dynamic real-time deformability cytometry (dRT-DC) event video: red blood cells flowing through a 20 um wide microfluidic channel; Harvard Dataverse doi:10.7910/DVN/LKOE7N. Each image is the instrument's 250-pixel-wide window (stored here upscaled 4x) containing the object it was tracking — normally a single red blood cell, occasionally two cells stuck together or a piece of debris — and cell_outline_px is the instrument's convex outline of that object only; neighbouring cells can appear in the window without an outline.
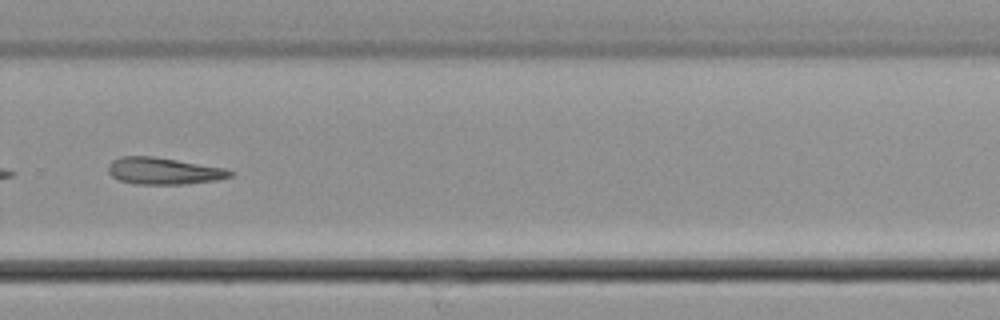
{"species": "common noctule bat (a hibernating species)", "species_latin": "Nyctalus noctula", "temperature_condition": "cold", "stored_images_in_passage": 34, "camera_frame_rate_fps": 3000, "um_per_image_px": 0.085, "animal": {"sex": "male", "body_mass_g": 21.5, "forearm_length_mm": 52.0}, "frame": {"image": 1, "passage_image": 20, "time_ms": 6.333, "image_size_px": [1000, 320], "cell_outline_px": [[236, 172], [232, 176], [216, 180], [180, 184], [136, 184], [120, 180], [112, 176], [108, 172], [108, 164], [112, 160], [120, 156], [152, 156], [224, 168]], "centroid_in_image_um": [13.88, 14.53], "position_along_channel_um": 315.9, "area_um2": 18.9}}